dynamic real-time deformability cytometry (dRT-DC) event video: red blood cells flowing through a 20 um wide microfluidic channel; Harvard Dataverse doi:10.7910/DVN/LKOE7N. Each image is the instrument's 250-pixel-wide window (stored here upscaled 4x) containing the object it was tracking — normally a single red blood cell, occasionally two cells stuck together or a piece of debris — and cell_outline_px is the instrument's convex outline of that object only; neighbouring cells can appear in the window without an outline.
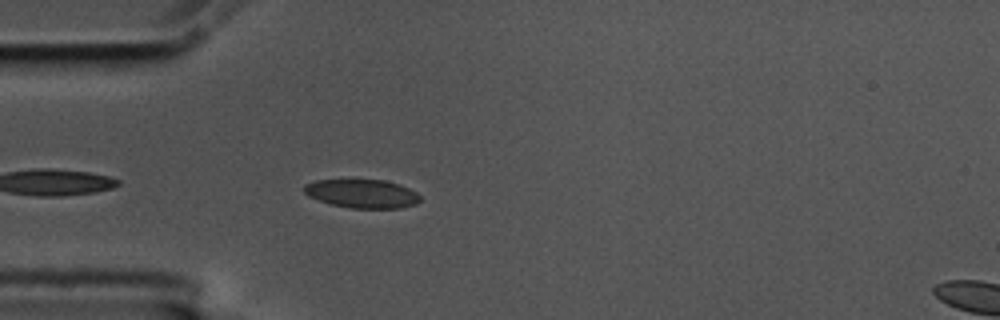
{"species": "common noctule bat (a hibernating species)", "species_latin": "Nyctalus noctula", "temperature_condition": "cold", "stored_images_in_passage": 14, "camera_frame_rate_fps": 3000, "um_per_image_px": 0.085, "animal": {"sex": "male", "body_mass_g": 17.5, "forearm_length_mm": 52.3}, "frame": {"image": 1, "passage_image": 3, "time_ms": 0.667, "image_size_px": [1000, 320], "cell_outline_px": [[420, 200], [416, 204], [400, 208], [352, 208], [332, 204], [308, 196], [304, 192], [304, 184], [316, 180], [384, 180], [400, 184], [416, 192], [420, 196]], "centroid_in_image_um": [30.79, 16.46], "position_along_channel_um": 54.2, "area_um2": 19.25}}